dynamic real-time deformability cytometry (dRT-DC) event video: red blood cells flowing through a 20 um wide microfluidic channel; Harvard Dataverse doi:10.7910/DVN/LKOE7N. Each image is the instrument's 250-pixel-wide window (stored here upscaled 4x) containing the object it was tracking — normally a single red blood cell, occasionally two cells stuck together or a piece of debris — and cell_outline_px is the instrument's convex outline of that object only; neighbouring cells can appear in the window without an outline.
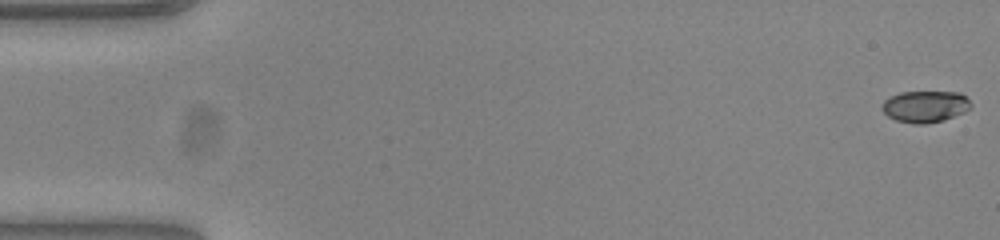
{"species": "common noctule bat (a hibernating species)", "species_latin": "Nyctalus noctula", "temperature_condition": "warm", "stored_images_in_passage": 53, "camera_frame_rate_fps": 3000, "um_per_image_px": 0.085, "animal": {"sex": "female", "body_mass_g": 23.0, "forearm_length_mm": 53.4}, "frame": {"image": 1, "passage_image": 1, "time_ms": 0.0, "image_size_px": [1000, 240], "cell_outline_px": [[972, 104], [964, 112], [944, 120], [924, 124], [916, 124], [896, 120], [888, 116], [880, 108], [880, 104], [884, 100], [900, 92], [960, 92]], "centroid_in_image_um": [78.6, 9.05], "position_along_channel_um": 6.4, "area_um2": 16.3}}
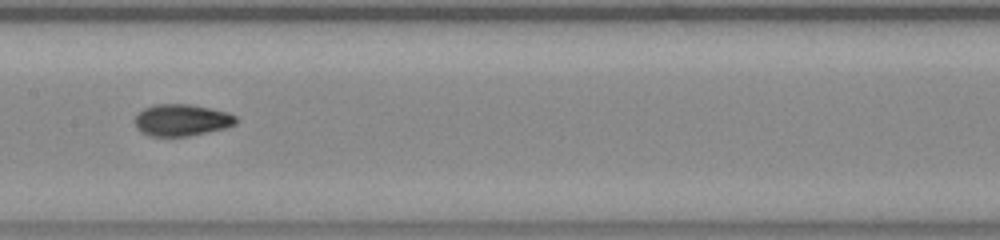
{"frame": {"image": 2, "passage_image": 27, "time_ms": 8.667, "image_size_px": [1000, 240], "cell_outline_px": [[236, 124], [224, 128], [188, 136], [148, 136], [140, 132], [136, 128], [136, 116], [144, 108], [156, 104], [188, 104], [228, 112], [236, 116]], "centroid_in_image_um": [15.43, 10.21], "position_along_channel_um": 192.0, "area_um2": 18.55}}
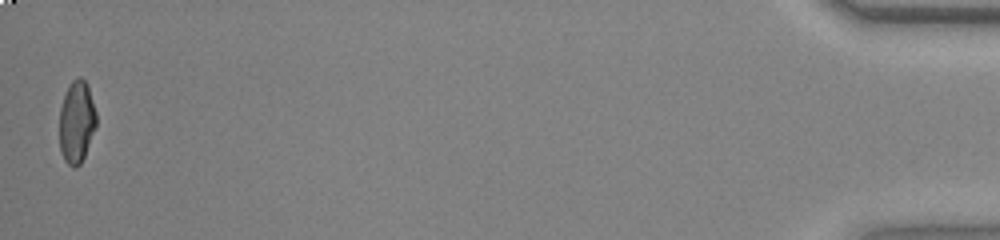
{"frame": {"image": 3, "passage_image": 53, "time_ms": 17.333, "image_size_px": [1000, 240], "cell_outline_px": [[96, 128], [84, 156], [80, 164], [76, 168], [72, 168], [64, 160], [60, 152], [60, 108], [68, 84], [76, 76], [80, 76], [88, 84], [96, 112]], "centroid_in_image_um": [6.52, 10.35], "position_along_channel_um": 428.7, "area_um2": 17.92}, "authors_computed_cell_mechanics": {"area_um2": 18.0914, "velocity_mm_per_s": 3.8632, "shape_relaxation_time_tau1_ms": 9.2551, "shape_relaxation_time_tau2_ms": 1.3766, "deformation_change_tau1": 0.2744, "deformation_change_tau2": 0.0558}}